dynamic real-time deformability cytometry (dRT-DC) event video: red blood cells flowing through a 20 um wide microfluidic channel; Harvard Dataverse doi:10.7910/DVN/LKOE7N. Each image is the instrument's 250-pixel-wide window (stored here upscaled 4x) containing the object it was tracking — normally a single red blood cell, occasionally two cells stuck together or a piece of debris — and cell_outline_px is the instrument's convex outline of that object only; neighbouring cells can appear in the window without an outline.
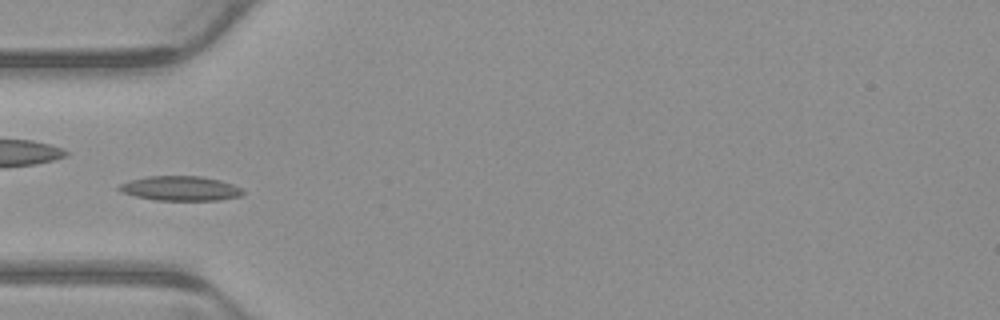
{"species": "common noctule bat (a hibernating species)", "species_latin": "Nyctalus noctula", "temperature_condition": "warm", "stored_images_in_passage": 4, "camera_frame_rate_fps": 3000, "um_per_image_px": 0.085, "animal": {"sex": "male", "body_mass_g": 23.1, "forearm_length_mm": 52.7}, "frame": {"image": 1, "passage_image": 2, "time_ms": 0.333, "image_size_px": [1000, 320], "cell_outline_px": [[244, 196], [220, 200], [156, 200], [136, 196], [120, 192], [116, 188], [120, 184], [132, 180], [148, 176], [200, 176], [220, 180], [244, 188]], "centroid_in_image_um": [15.38, 16.02], "position_along_channel_um": 69.6, "area_um2": 17.86}}
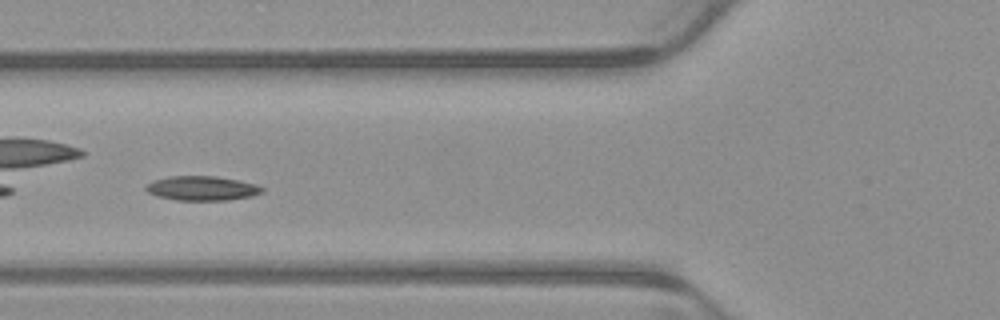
{"frame": {"image": 2, "passage_image": 3, "time_ms": 0.667, "image_size_px": [1000, 320], "cell_outline_px": [[264, 192], [252, 196], [228, 200], [176, 200], [156, 196], [148, 192], [144, 188], [144, 184], [152, 180], [172, 176], [216, 176], [256, 184], [264, 188]], "centroid_in_image_um": [17.14, 16.0], "position_along_channel_um": 108.7, "area_um2": 16.65}}
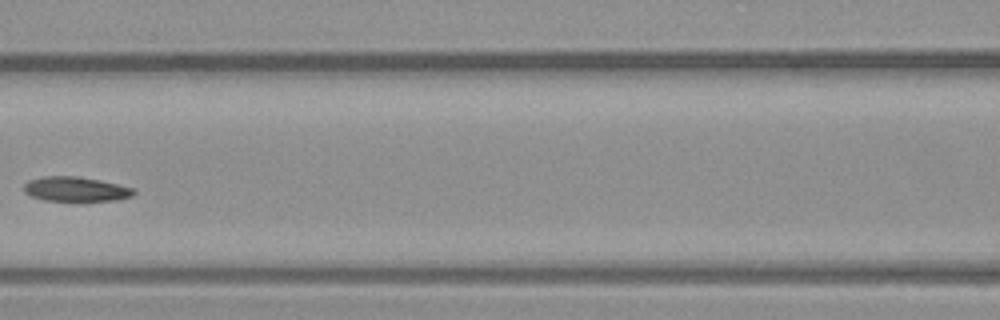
{"frame": {"image": 3, "passage_image": 4, "time_ms": 1.0, "image_size_px": [1000, 320], "cell_outline_px": [[136, 192], [132, 196], [116, 200], [44, 200], [32, 196], [24, 192], [24, 184], [28, 180], [44, 176], [76, 176], [100, 180], [132, 188]], "centroid_in_image_um": [6.41, 16.06], "position_along_channel_um": 160.2, "area_um2": 15.49}}